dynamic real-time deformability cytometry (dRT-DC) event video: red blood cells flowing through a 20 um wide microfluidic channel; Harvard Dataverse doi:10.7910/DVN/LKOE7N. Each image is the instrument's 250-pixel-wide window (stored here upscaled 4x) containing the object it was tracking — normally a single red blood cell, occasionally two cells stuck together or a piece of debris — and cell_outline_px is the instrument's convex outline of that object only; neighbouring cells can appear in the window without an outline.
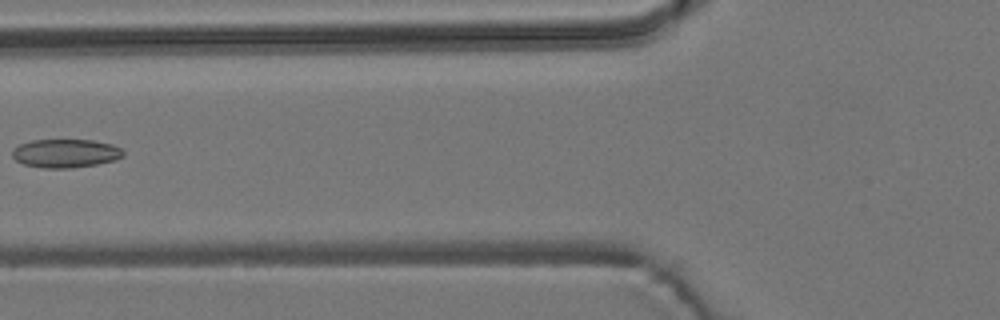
{"species": "common noctule bat (a hibernating species)", "species_latin": "Nyctalus noctula", "temperature_condition": "room temperature", "stored_images_in_passage": 6, "camera_frame_rate_fps": 3000, "um_per_image_px": 0.085, "animal": {"sex": "male", "body_mass_g": 19.2, "forearm_length_mm": 51.8}, "frame": {"image": 1, "passage_image": 6, "time_ms": 6.333, "image_size_px": [1000, 320], "cell_outline_px": [[124, 156], [116, 160], [96, 164], [72, 168], [44, 168], [24, 164], [16, 160], [12, 156], [12, 148], [20, 144], [32, 140], [92, 140], [112, 144], [120, 148], [124, 152]], "centroid_in_image_um": [5.57, 13.03], "position_along_channel_um": 120.2, "area_um2": 18.5}}